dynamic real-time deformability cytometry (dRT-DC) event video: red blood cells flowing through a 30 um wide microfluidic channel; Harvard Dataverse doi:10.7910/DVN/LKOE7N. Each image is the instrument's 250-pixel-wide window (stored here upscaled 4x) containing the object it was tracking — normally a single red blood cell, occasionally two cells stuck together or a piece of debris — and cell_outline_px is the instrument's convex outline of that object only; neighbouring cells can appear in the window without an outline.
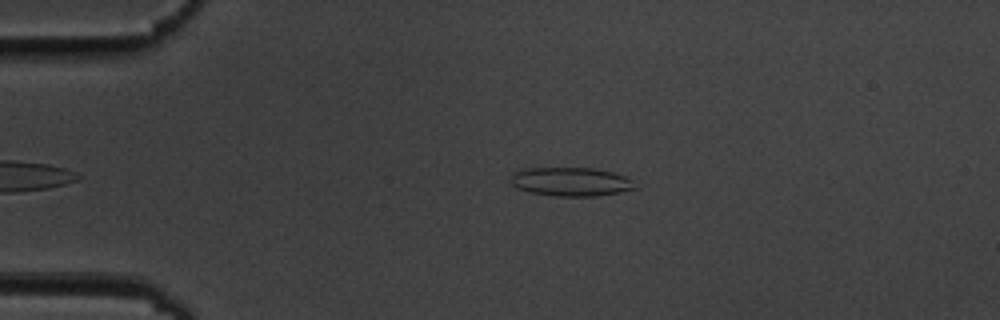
{"species": "common noctule bat (a hibernating species)", "species_latin": "Nyctalus noctula", "temperature_condition": "cold", "stored_images_in_passage": 46, "camera_frame_rate_fps": 3000, "um_per_image_px": 0.085, "animal": {"sex": "male", "body_mass_g": 19.5, "forearm_length_mm": 54.6}, "frame": {"image": 1, "passage_image": 3, "time_ms": 0.667, "image_size_px": [1000, 320], "cell_outline_px": [[636, 188], [620, 192], [596, 196], [556, 196], [528, 192], [516, 188], [508, 180], [516, 172], [524, 168], [596, 168], [612, 172], [624, 176], [632, 180]], "centroid_in_image_um": [48.5, 15.45], "position_along_channel_um": 36.5, "area_um2": 20.87}}
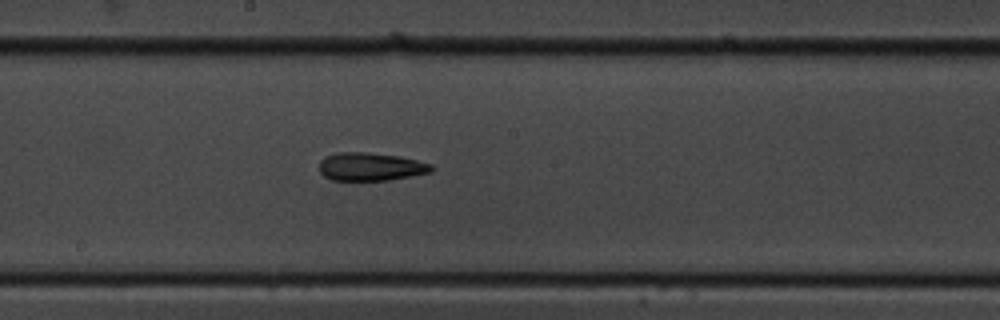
{"frame": {"image": 2, "passage_image": 21, "time_ms": 6.667, "image_size_px": [1000, 320], "cell_outline_px": [[436, 168], [432, 172], [388, 180], [332, 180], [324, 176], [320, 172], [320, 160], [324, 156], [336, 152], [364, 152], [400, 156], [432, 164]], "centroid_in_image_um": [31.51, 14.16], "position_along_channel_um": 216.7, "area_um2": 18.5}}
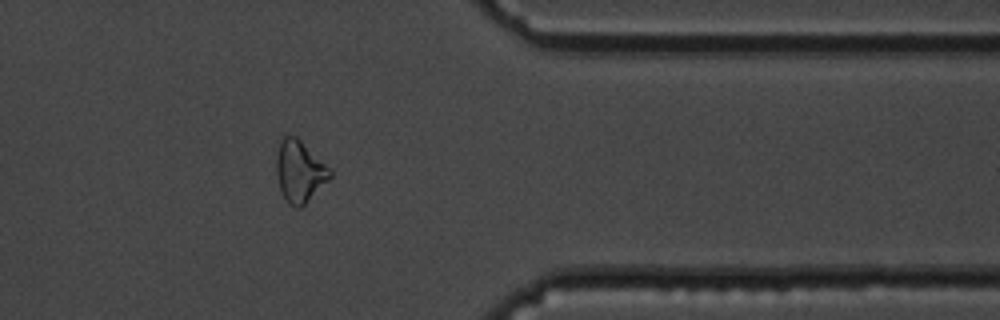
{"frame": {"image": 3, "passage_image": 36, "time_ms": 11.667, "image_size_px": [1000, 320], "cell_outline_px": [[332, 176], [300, 208], [296, 208], [288, 204], [280, 188], [276, 176], [276, 156], [280, 140], [284, 136], [296, 136], [332, 168]], "centroid_in_image_um": [25.47, 14.54], "position_along_channel_um": 385.9, "area_um2": 19.31}}